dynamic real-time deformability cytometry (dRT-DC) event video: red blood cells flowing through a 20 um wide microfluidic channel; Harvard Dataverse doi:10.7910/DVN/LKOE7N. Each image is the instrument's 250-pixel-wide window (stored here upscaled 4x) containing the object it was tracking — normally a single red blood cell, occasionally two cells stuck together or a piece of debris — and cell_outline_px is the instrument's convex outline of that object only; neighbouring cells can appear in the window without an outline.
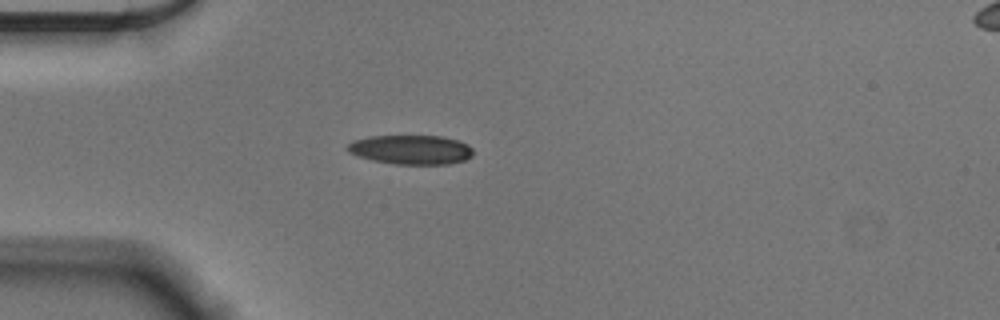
{"species": "Egyptian fruit bat (a non-hibernating species)", "species_latin": "Rousettus aegyptiacus", "temperature_condition": "cold", "stored_images_in_passage": 41, "camera_frame_rate_fps": 3000, "um_per_image_px": 0.085, "animal": {"sex": "male"}, "frame": {"image": 1, "passage_image": 1, "time_ms": 0.0, "image_size_px": [1000, 320], "cell_outline_px": [[472, 156], [464, 160], [448, 164], [396, 164], [372, 160], [348, 152], [344, 148], [352, 140], [368, 136], [444, 136], [468, 144], [472, 148]], "centroid_in_image_um": [34.91, 12.71], "position_along_channel_um": 50.1, "area_um2": 21.5}}
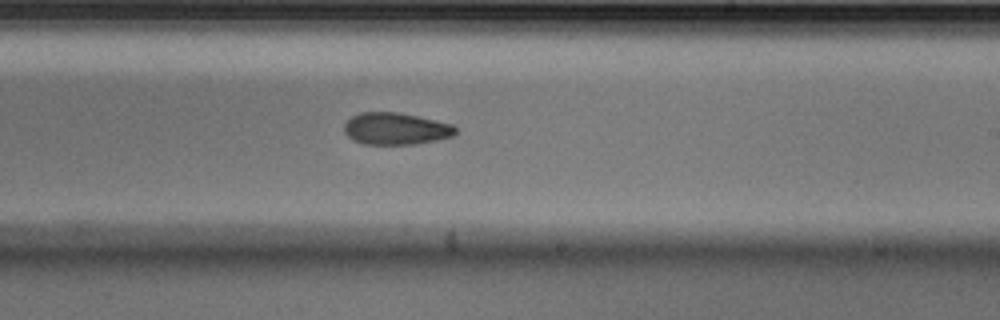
{"frame": {"image": 2, "passage_image": 19, "time_ms": 6.0, "image_size_px": [1000, 320], "cell_outline_px": [[456, 132], [452, 136], [436, 140], [416, 144], [364, 144], [352, 140], [344, 132], [344, 124], [352, 116], [360, 112], [400, 112], [436, 120], [452, 124], [456, 128]], "centroid_in_image_um": [33.62, 10.93], "position_along_channel_um": 255.4, "area_um2": 20.81}}
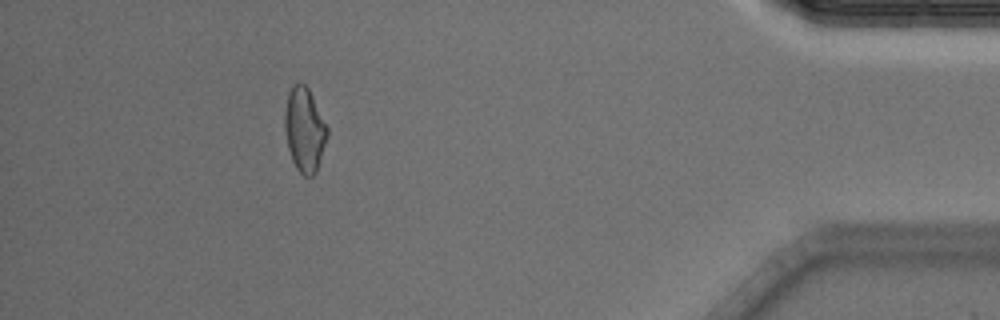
{"frame": {"image": 3, "passage_image": 36, "time_ms": 11.667, "image_size_px": [1000, 320], "cell_outline_px": [[328, 136], [316, 172], [312, 176], [304, 176], [296, 168], [292, 160], [288, 148], [284, 128], [284, 112], [288, 92], [292, 84], [300, 80], [308, 88], [328, 128]], "centroid_in_image_um": [25.86, 11.0], "position_along_channel_um": 409.3, "area_um2": 20.98}, "authors_computed_cell_mechanics": {"area_um2": 21.3282, "velocity_mm_per_s": 3.6244, "shape_relaxation_time_tau1_ms": 6.4681, "shape_relaxation_time_tau2_ms": 6.5725, "deformation_change_tau1": 0.1383, "deformation_change_tau2": 0.1397}}